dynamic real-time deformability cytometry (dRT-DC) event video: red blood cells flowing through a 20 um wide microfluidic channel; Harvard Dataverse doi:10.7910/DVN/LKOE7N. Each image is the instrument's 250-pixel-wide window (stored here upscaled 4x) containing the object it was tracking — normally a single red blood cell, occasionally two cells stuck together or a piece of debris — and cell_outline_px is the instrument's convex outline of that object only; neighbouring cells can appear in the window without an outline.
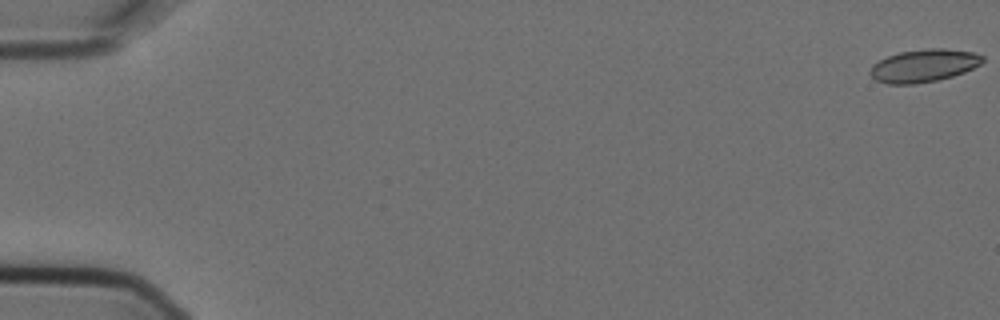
{"species": "Egyptian fruit bat (a non-hibernating species)", "species_latin": "Rousettus aegyptiacus", "temperature_condition": "cold", "stored_images_in_passage": 6, "camera_frame_rate_fps": 3000, "um_per_image_px": 0.085, "animal": {"sex": "female"}, "frame": {"image": 1, "passage_image": 1, "time_ms": 0.0, "image_size_px": [1000, 320], "cell_outline_px": [[984, 60], [980, 64], [964, 72], [952, 76], [936, 80], [916, 84], [888, 84], [876, 80], [868, 72], [872, 64], [888, 56], [900, 52], [928, 48], [944, 48], [972, 52], [984, 56]], "centroid_in_image_um": [78.5, 5.58], "position_along_channel_um": 6.5, "area_um2": 21.39}}
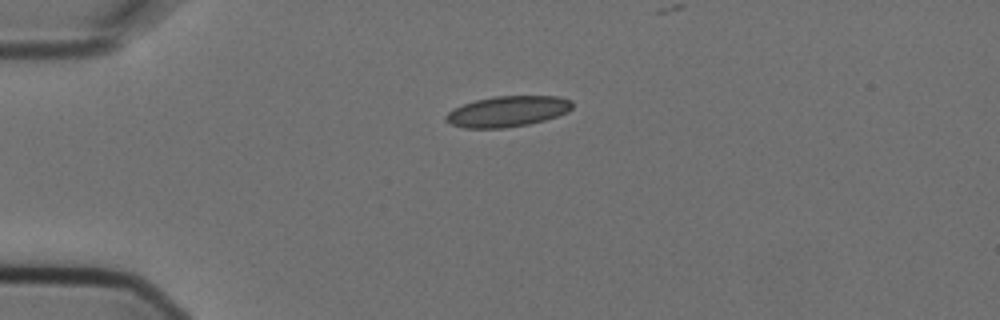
{"frame": {"image": 2, "passage_image": 5, "time_ms": 1.333, "image_size_px": [1000, 320], "cell_outline_px": [[572, 108], [568, 112], [544, 120], [528, 124], [504, 128], [464, 128], [448, 124], [444, 120], [444, 116], [448, 112], [464, 104], [476, 100], [492, 96], [560, 96], [572, 100]], "centroid_in_image_um": [43.13, 9.47], "position_along_channel_um": 41.9, "area_um2": 22.72}}